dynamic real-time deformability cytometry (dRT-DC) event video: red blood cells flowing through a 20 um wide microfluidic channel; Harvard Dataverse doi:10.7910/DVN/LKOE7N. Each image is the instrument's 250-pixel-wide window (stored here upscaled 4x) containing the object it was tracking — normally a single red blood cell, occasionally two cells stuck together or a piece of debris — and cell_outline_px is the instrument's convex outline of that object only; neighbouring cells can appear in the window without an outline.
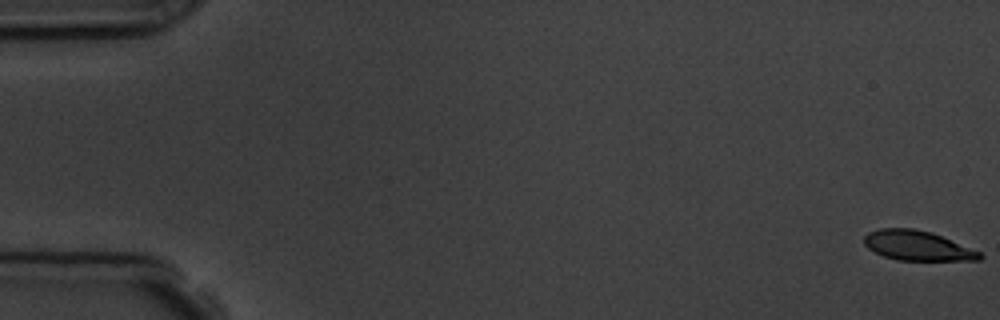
{"species": "common noctule bat (a hibernating species)", "species_latin": "Nyctalus noctula", "temperature_condition": "room temperature", "stored_images_in_passage": 6, "camera_frame_rate_fps": 3000, "um_per_image_px": 0.085, "animal": {"sex": "male", "body_mass_g": 19.5, "forearm_length_mm": 54.6}, "frame": {"image": 1, "passage_image": 1, "time_ms": 0.0, "image_size_px": [1000, 320], "cell_outline_px": [[984, 256], [980, 260], [896, 260], [884, 256], [868, 248], [864, 244], [864, 236], [868, 232], [880, 228], [912, 228], [932, 232], [980, 252]], "centroid_in_image_um": [77.96, 20.87], "position_along_channel_um": 7.0, "area_um2": 19.94}}
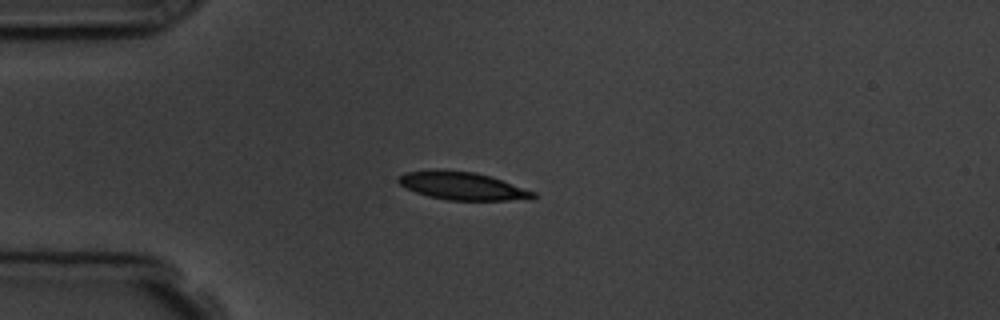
{"frame": {"image": 2, "passage_image": 4, "time_ms": 4.667, "image_size_px": [1000, 320], "cell_outline_px": [[536, 196], [532, 200], [448, 200], [428, 196], [416, 192], [400, 184], [396, 180], [404, 172], [436, 168], [440, 168], [476, 172], [536, 192]], "centroid_in_image_um": [39.28, 15.79], "position_along_channel_um": 45.7, "area_um2": 22.08}}